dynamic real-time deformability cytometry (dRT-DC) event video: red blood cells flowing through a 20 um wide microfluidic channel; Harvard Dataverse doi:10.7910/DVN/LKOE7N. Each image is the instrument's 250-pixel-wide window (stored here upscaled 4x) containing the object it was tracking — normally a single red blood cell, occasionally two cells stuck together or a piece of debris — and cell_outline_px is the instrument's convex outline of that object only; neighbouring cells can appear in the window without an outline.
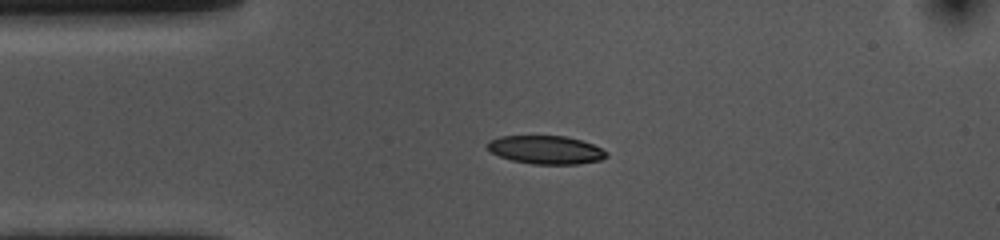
{"species": "common noctule bat (a hibernating species)", "species_latin": "Nyctalus noctula", "temperature_condition": "cold", "stored_images_in_passage": 44, "camera_frame_rate_fps": 3000, "um_per_image_px": 0.085, "animal": {"sex": "female", "body_mass_g": 10.0, "forearm_length_mm": 53.1}, "frame": {"image": 1, "passage_image": 1, "time_ms": 0.0, "image_size_px": [1000, 240], "cell_outline_px": [[608, 156], [600, 160], [576, 164], [532, 164], [512, 160], [500, 156], [492, 152], [484, 144], [488, 140], [500, 136], [564, 136], [580, 140], [592, 144], [608, 152]], "centroid_in_image_um": [46.37, 12.73], "position_along_channel_um": 38.6, "area_um2": 19.59}}
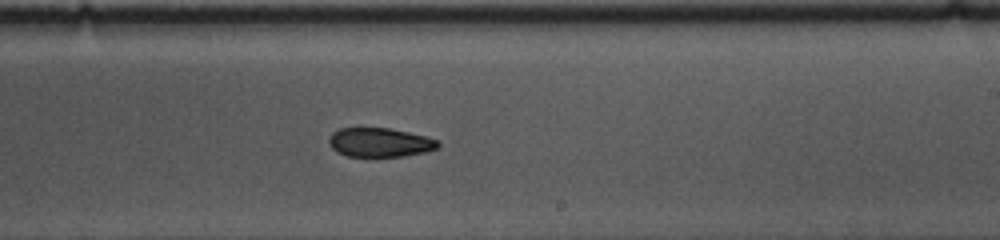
{"frame": {"image": 2, "passage_image": 21, "time_ms": 6.667, "image_size_px": [1000, 240], "cell_outline_px": [[440, 148], [424, 152], [404, 156], [348, 156], [336, 152], [328, 144], [328, 136], [332, 132], [340, 128], [388, 128], [408, 132], [424, 136], [436, 140], [440, 144]], "centroid_in_image_um": [32.24, 12.1], "position_along_channel_um": 256.8, "area_um2": 18.5}}
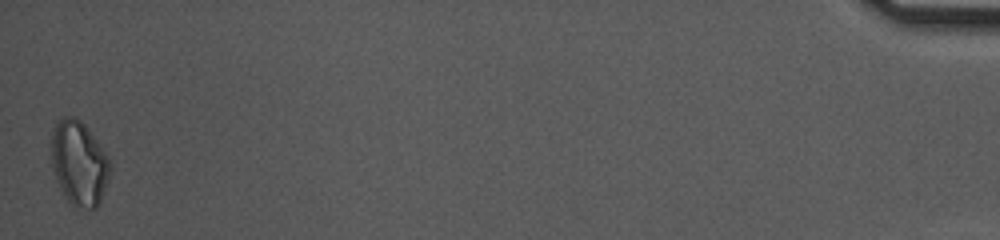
{"frame": {"image": 3, "passage_image": 44, "time_ms": 14.333, "image_size_px": [1000, 240], "cell_outline_px": [[112, 168], [108, 180], [100, 200], [96, 208], [88, 208], [72, 204], [64, 196], [56, 180], [52, 164], [52, 132], [56, 124], [64, 116], [72, 116], [80, 120], [84, 124], [108, 156], [112, 164]], "centroid_in_image_um": [6.73, 13.86], "position_along_channel_um": 428.5, "area_um2": 28.55}, "authors_computed_cell_mechanics": {"area_um2": 20.2878, "velocity_mm_per_s": 3.5517, "shape_relaxation_time_tau1_ms": 4.8063, "shape_relaxation_time_tau2_ms": null, "deformation_change_tau1": 0.1134, "deformation_change_tau2": null}}